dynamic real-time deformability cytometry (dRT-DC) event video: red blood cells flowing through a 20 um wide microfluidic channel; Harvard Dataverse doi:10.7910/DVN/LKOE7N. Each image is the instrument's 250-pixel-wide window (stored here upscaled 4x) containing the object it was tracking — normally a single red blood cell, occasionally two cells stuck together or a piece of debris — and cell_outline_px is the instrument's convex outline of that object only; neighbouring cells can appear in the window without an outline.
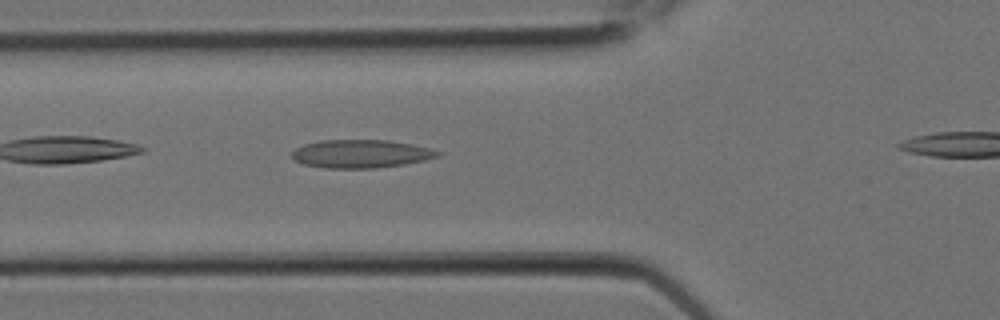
{"species": "Egyptian fruit bat (a non-hibernating species)", "species_latin": "Rousettus aegyptiacus", "temperature_condition": "room temperature", "stored_images_in_passage": 4, "segment_of_instrument_passage": [1, 2], "camera_frame_rate_fps": 3000, "um_per_image_px": 0.085, "animal": {"sex": "female"}, "frame": {"image": 1, "passage_image": 3, "time_ms": 0.667, "image_size_px": [1000, 320], "cell_outline_px": [[440, 156], [424, 160], [404, 164], [376, 168], [324, 168], [304, 164], [296, 160], [292, 156], [292, 152], [296, 148], [304, 144], [320, 140], [388, 140], [412, 144], [428, 148], [440, 152]], "centroid_in_image_um": [30.66, 13.07], "position_along_channel_um": 95.1, "area_um2": 23.81}}